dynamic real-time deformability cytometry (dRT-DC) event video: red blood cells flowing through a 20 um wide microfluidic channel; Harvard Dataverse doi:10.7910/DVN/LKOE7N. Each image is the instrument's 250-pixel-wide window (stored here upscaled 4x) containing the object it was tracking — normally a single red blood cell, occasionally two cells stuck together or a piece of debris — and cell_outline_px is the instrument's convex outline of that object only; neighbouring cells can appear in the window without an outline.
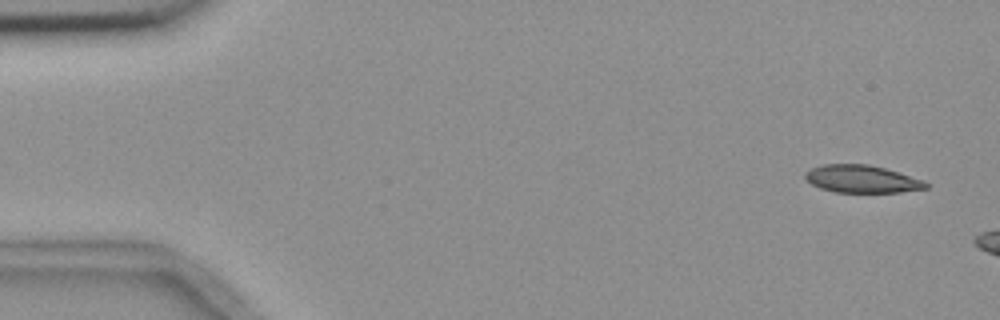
{"species": "common noctule bat (a hibernating species)", "species_latin": "Nyctalus noctula", "temperature_condition": "room temperature", "stored_images_in_passage": 5, "camera_frame_rate_fps": 3000, "um_per_image_px": 0.085, "animal": {"sex": "female", "body_mass_g": 18.4}, "frame": {"image": 1, "passage_image": 1, "time_ms": 0.0, "image_size_px": [1000, 320], "cell_outline_px": [[928, 188], [900, 192], [836, 192], [820, 188], [812, 184], [804, 176], [804, 172], [812, 168], [824, 164], [868, 164], [884, 168], [924, 180], [928, 184]], "centroid_in_image_um": [73.25, 15.21], "position_along_channel_um": 11.7, "area_um2": 19.25}}